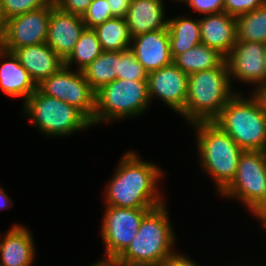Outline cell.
I'll list each match as a JSON object with an SVG mask.
<instances>
[{"label":"cell","mask_w":266,"mask_h":266,"mask_svg":"<svg viewBox=\"0 0 266 266\" xmlns=\"http://www.w3.org/2000/svg\"><path fill=\"white\" fill-rule=\"evenodd\" d=\"M13 53L36 85L64 65V60L47 43L17 48Z\"/></svg>","instance_id":"18"},{"label":"cell","mask_w":266,"mask_h":266,"mask_svg":"<svg viewBox=\"0 0 266 266\" xmlns=\"http://www.w3.org/2000/svg\"><path fill=\"white\" fill-rule=\"evenodd\" d=\"M102 53L103 49L95 30L93 28H84L72 52L64 60V65L72 69V66L76 63V70L82 71Z\"/></svg>","instance_id":"25"},{"label":"cell","mask_w":266,"mask_h":266,"mask_svg":"<svg viewBox=\"0 0 266 266\" xmlns=\"http://www.w3.org/2000/svg\"><path fill=\"white\" fill-rule=\"evenodd\" d=\"M54 7L53 1L48 6L6 20L0 36V46L13 52L17 48L46 43L49 18Z\"/></svg>","instance_id":"11"},{"label":"cell","mask_w":266,"mask_h":266,"mask_svg":"<svg viewBox=\"0 0 266 266\" xmlns=\"http://www.w3.org/2000/svg\"><path fill=\"white\" fill-rule=\"evenodd\" d=\"M173 63L188 75L215 67H228L224 55L203 43L177 55Z\"/></svg>","instance_id":"22"},{"label":"cell","mask_w":266,"mask_h":266,"mask_svg":"<svg viewBox=\"0 0 266 266\" xmlns=\"http://www.w3.org/2000/svg\"><path fill=\"white\" fill-rule=\"evenodd\" d=\"M161 177V168L153 162L140 159L136 152L129 150L122 155L118 167L105 186V204L131 209L158 207L165 203L157 186Z\"/></svg>","instance_id":"1"},{"label":"cell","mask_w":266,"mask_h":266,"mask_svg":"<svg viewBox=\"0 0 266 266\" xmlns=\"http://www.w3.org/2000/svg\"><path fill=\"white\" fill-rule=\"evenodd\" d=\"M160 266H200L190 257L176 252L174 255L168 257Z\"/></svg>","instance_id":"33"},{"label":"cell","mask_w":266,"mask_h":266,"mask_svg":"<svg viewBox=\"0 0 266 266\" xmlns=\"http://www.w3.org/2000/svg\"><path fill=\"white\" fill-rule=\"evenodd\" d=\"M0 59L6 60L1 61L3 63L0 65V88L6 95L20 97L25 102L35 92L37 85L13 52L0 46Z\"/></svg>","instance_id":"19"},{"label":"cell","mask_w":266,"mask_h":266,"mask_svg":"<svg viewBox=\"0 0 266 266\" xmlns=\"http://www.w3.org/2000/svg\"><path fill=\"white\" fill-rule=\"evenodd\" d=\"M197 13L204 15L224 12V0H183Z\"/></svg>","instance_id":"31"},{"label":"cell","mask_w":266,"mask_h":266,"mask_svg":"<svg viewBox=\"0 0 266 266\" xmlns=\"http://www.w3.org/2000/svg\"><path fill=\"white\" fill-rule=\"evenodd\" d=\"M265 3L266 0H224V12L237 18Z\"/></svg>","instance_id":"30"},{"label":"cell","mask_w":266,"mask_h":266,"mask_svg":"<svg viewBox=\"0 0 266 266\" xmlns=\"http://www.w3.org/2000/svg\"><path fill=\"white\" fill-rule=\"evenodd\" d=\"M90 266H104V264H102L100 262H95L94 264H92Z\"/></svg>","instance_id":"37"},{"label":"cell","mask_w":266,"mask_h":266,"mask_svg":"<svg viewBox=\"0 0 266 266\" xmlns=\"http://www.w3.org/2000/svg\"><path fill=\"white\" fill-rule=\"evenodd\" d=\"M5 25H6V20H5L3 10H2L1 0H0V36L5 28Z\"/></svg>","instance_id":"36"},{"label":"cell","mask_w":266,"mask_h":266,"mask_svg":"<svg viewBox=\"0 0 266 266\" xmlns=\"http://www.w3.org/2000/svg\"><path fill=\"white\" fill-rule=\"evenodd\" d=\"M35 247L31 231L15 224L0 238V266H31Z\"/></svg>","instance_id":"17"},{"label":"cell","mask_w":266,"mask_h":266,"mask_svg":"<svg viewBox=\"0 0 266 266\" xmlns=\"http://www.w3.org/2000/svg\"><path fill=\"white\" fill-rule=\"evenodd\" d=\"M52 2L53 0H1L5 20L28 11L48 6Z\"/></svg>","instance_id":"29"},{"label":"cell","mask_w":266,"mask_h":266,"mask_svg":"<svg viewBox=\"0 0 266 266\" xmlns=\"http://www.w3.org/2000/svg\"><path fill=\"white\" fill-rule=\"evenodd\" d=\"M115 18L107 0H93L82 16L85 28H95L105 21Z\"/></svg>","instance_id":"28"},{"label":"cell","mask_w":266,"mask_h":266,"mask_svg":"<svg viewBox=\"0 0 266 266\" xmlns=\"http://www.w3.org/2000/svg\"><path fill=\"white\" fill-rule=\"evenodd\" d=\"M148 72L136 59L133 51L128 48L119 51V72L118 79L147 80Z\"/></svg>","instance_id":"27"},{"label":"cell","mask_w":266,"mask_h":266,"mask_svg":"<svg viewBox=\"0 0 266 266\" xmlns=\"http://www.w3.org/2000/svg\"><path fill=\"white\" fill-rule=\"evenodd\" d=\"M164 0H131L125 16L131 37L167 28Z\"/></svg>","instance_id":"20"},{"label":"cell","mask_w":266,"mask_h":266,"mask_svg":"<svg viewBox=\"0 0 266 266\" xmlns=\"http://www.w3.org/2000/svg\"><path fill=\"white\" fill-rule=\"evenodd\" d=\"M149 210L151 209L118 208L106 205L100 232L106 257L97 262L110 265L135 238L142 218Z\"/></svg>","instance_id":"10"},{"label":"cell","mask_w":266,"mask_h":266,"mask_svg":"<svg viewBox=\"0 0 266 266\" xmlns=\"http://www.w3.org/2000/svg\"><path fill=\"white\" fill-rule=\"evenodd\" d=\"M166 204L149 210L142 218L135 238L111 266H160L174 255L176 242Z\"/></svg>","instance_id":"2"},{"label":"cell","mask_w":266,"mask_h":266,"mask_svg":"<svg viewBox=\"0 0 266 266\" xmlns=\"http://www.w3.org/2000/svg\"><path fill=\"white\" fill-rule=\"evenodd\" d=\"M114 17L125 18L131 4V0H107Z\"/></svg>","instance_id":"34"},{"label":"cell","mask_w":266,"mask_h":266,"mask_svg":"<svg viewBox=\"0 0 266 266\" xmlns=\"http://www.w3.org/2000/svg\"><path fill=\"white\" fill-rule=\"evenodd\" d=\"M236 93L232 89L228 67L189 74L188 95L181 116L189 124L213 122Z\"/></svg>","instance_id":"4"},{"label":"cell","mask_w":266,"mask_h":266,"mask_svg":"<svg viewBox=\"0 0 266 266\" xmlns=\"http://www.w3.org/2000/svg\"><path fill=\"white\" fill-rule=\"evenodd\" d=\"M84 28L82 16L63 12L55 6L49 18L46 43L65 60L72 52Z\"/></svg>","instance_id":"15"},{"label":"cell","mask_w":266,"mask_h":266,"mask_svg":"<svg viewBox=\"0 0 266 266\" xmlns=\"http://www.w3.org/2000/svg\"><path fill=\"white\" fill-rule=\"evenodd\" d=\"M220 194L239 199L258 218L266 210V152L243 151L234 179Z\"/></svg>","instance_id":"8"},{"label":"cell","mask_w":266,"mask_h":266,"mask_svg":"<svg viewBox=\"0 0 266 266\" xmlns=\"http://www.w3.org/2000/svg\"><path fill=\"white\" fill-rule=\"evenodd\" d=\"M150 102L147 80L115 79L96 91L94 126L141 115Z\"/></svg>","instance_id":"7"},{"label":"cell","mask_w":266,"mask_h":266,"mask_svg":"<svg viewBox=\"0 0 266 266\" xmlns=\"http://www.w3.org/2000/svg\"><path fill=\"white\" fill-rule=\"evenodd\" d=\"M118 72L119 51H103L82 70L84 77L95 92L118 79Z\"/></svg>","instance_id":"23"},{"label":"cell","mask_w":266,"mask_h":266,"mask_svg":"<svg viewBox=\"0 0 266 266\" xmlns=\"http://www.w3.org/2000/svg\"><path fill=\"white\" fill-rule=\"evenodd\" d=\"M93 29L103 51H124L130 48L132 37L125 18H112Z\"/></svg>","instance_id":"24"},{"label":"cell","mask_w":266,"mask_h":266,"mask_svg":"<svg viewBox=\"0 0 266 266\" xmlns=\"http://www.w3.org/2000/svg\"><path fill=\"white\" fill-rule=\"evenodd\" d=\"M195 128L199 161L210 175L218 192H222L234 179L243 150L214 122H196Z\"/></svg>","instance_id":"5"},{"label":"cell","mask_w":266,"mask_h":266,"mask_svg":"<svg viewBox=\"0 0 266 266\" xmlns=\"http://www.w3.org/2000/svg\"><path fill=\"white\" fill-rule=\"evenodd\" d=\"M226 62L231 83L256 84L255 91L266 85V43L236 41Z\"/></svg>","instance_id":"12"},{"label":"cell","mask_w":266,"mask_h":266,"mask_svg":"<svg viewBox=\"0 0 266 266\" xmlns=\"http://www.w3.org/2000/svg\"><path fill=\"white\" fill-rule=\"evenodd\" d=\"M188 77L174 63L148 73L147 84L150 101L156 97L180 115L188 95Z\"/></svg>","instance_id":"13"},{"label":"cell","mask_w":266,"mask_h":266,"mask_svg":"<svg viewBox=\"0 0 266 266\" xmlns=\"http://www.w3.org/2000/svg\"><path fill=\"white\" fill-rule=\"evenodd\" d=\"M37 88L42 93L79 109L94 126L96 92L91 88L82 71H72L63 65L56 73L38 84Z\"/></svg>","instance_id":"9"},{"label":"cell","mask_w":266,"mask_h":266,"mask_svg":"<svg viewBox=\"0 0 266 266\" xmlns=\"http://www.w3.org/2000/svg\"><path fill=\"white\" fill-rule=\"evenodd\" d=\"M29 122L49 137L68 136L93 127L92 122L77 108L65 101L42 93L38 88L23 102Z\"/></svg>","instance_id":"6"},{"label":"cell","mask_w":266,"mask_h":266,"mask_svg":"<svg viewBox=\"0 0 266 266\" xmlns=\"http://www.w3.org/2000/svg\"><path fill=\"white\" fill-rule=\"evenodd\" d=\"M213 122L243 151L266 152V111L254 92L247 99L236 93Z\"/></svg>","instance_id":"3"},{"label":"cell","mask_w":266,"mask_h":266,"mask_svg":"<svg viewBox=\"0 0 266 266\" xmlns=\"http://www.w3.org/2000/svg\"><path fill=\"white\" fill-rule=\"evenodd\" d=\"M167 28L172 59L201 43L199 19L186 16L168 18Z\"/></svg>","instance_id":"21"},{"label":"cell","mask_w":266,"mask_h":266,"mask_svg":"<svg viewBox=\"0 0 266 266\" xmlns=\"http://www.w3.org/2000/svg\"><path fill=\"white\" fill-rule=\"evenodd\" d=\"M55 6L66 13L83 16L93 0H53Z\"/></svg>","instance_id":"32"},{"label":"cell","mask_w":266,"mask_h":266,"mask_svg":"<svg viewBox=\"0 0 266 266\" xmlns=\"http://www.w3.org/2000/svg\"><path fill=\"white\" fill-rule=\"evenodd\" d=\"M201 43L227 57L237 41L236 17L226 12L199 17Z\"/></svg>","instance_id":"16"},{"label":"cell","mask_w":266,"mask_h":266,"mask_svg":"<svg viewBox=\"0 0 266 266\" xmlns=\"http://www.w3.org/2000/svg\"><path fill=\"white\" fill-rule=\"evenodd\" d=\"M130 49L148 73L173 63L168 28L133 37Z\"/></svg>","instance_id":"14"},{"label":"cell","mask_w":266,"mask_h":266,"mask_svg":"<svg viewBox=\"0 0 266 266\" xmlns=\"http://www.w3.org/2000/svg\"><path fill=\"white\" fill-rule=\"evenodd\" d=\"M237 41L266 43V3L236 18Z\"/></svg>","instance_id":"26"},{"label":"cell","mask_w":266,"mask_h":266,"mask_svg":"<svg viewBox=\"0 0 266 266\" xmlns=\"http://www.w3.org/2000/svg\"><path fill=\"white\" fill-rule=\"evenodd\" d=\"M12 200L8 197V195L5 193L3 188H0V209H10L9 207L12 206ZM10 204V206H8Z\"/></svg>","instance_id":"35"}]
</instances>
